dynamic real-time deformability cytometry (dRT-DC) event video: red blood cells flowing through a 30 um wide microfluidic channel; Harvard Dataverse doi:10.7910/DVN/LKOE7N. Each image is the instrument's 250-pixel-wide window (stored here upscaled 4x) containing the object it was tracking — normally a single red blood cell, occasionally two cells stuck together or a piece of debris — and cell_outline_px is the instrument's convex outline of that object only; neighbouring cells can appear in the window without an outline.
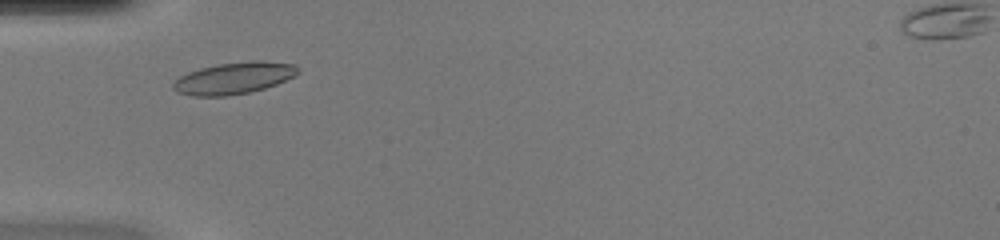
{"species": "common noctule bat (a hibernating species)", "species_latin": "Nyctalus noctula", "temperature_condition": "warm", "stored_images_in_passage": 34, "camera_frame_rate_fps": 3000, "um_per_image_px": 0.085, "animal": {"sex": "female", "body_mass_g": 20.0, "forearm_length_mm": 54.0}, "frame": {"image": 1, "passage_image": 5, "time_ms": 1.333, "image_size_px": [1000, 240], "cell_outline_px": [[300, 72], [276, 84], [264, 88], [248, 92], [228, 96], [192, 96], [176, 92], [172, 88], [172, 84], [180, 76], [188, 72], [200, 68], [220, 64], [252, 60], [264, 60], [296, 64], [300, 68]], "centroid_in_image_um": [19.88, 6.63], "position_along_channel_um": 65.1, "area_um2": 23.12}}
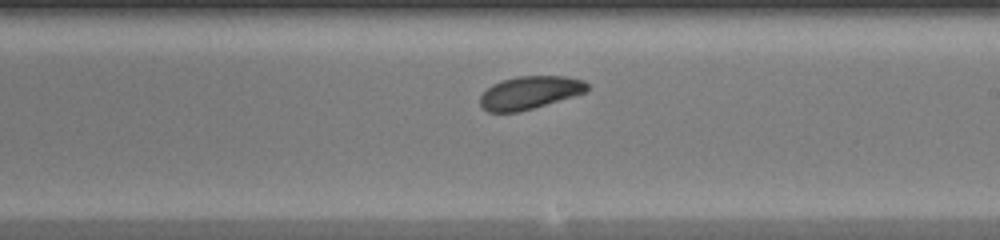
{"frame": {"image": 2, "passage_image": 18, "time_ms": 5.667, "image_size_px": [1000, 240], "cell_outline_px": [[588, 92], [532, 108], [516, 112], [488, 112], [480, 104], [480, 96], [492, 84], [516, 76], [564, 76], [584, 80], [588, 84]], "centroid_in_image_um": [45.05, 7.86], "position_along_channel_um": 243.9, "area_um2": 20.4}}
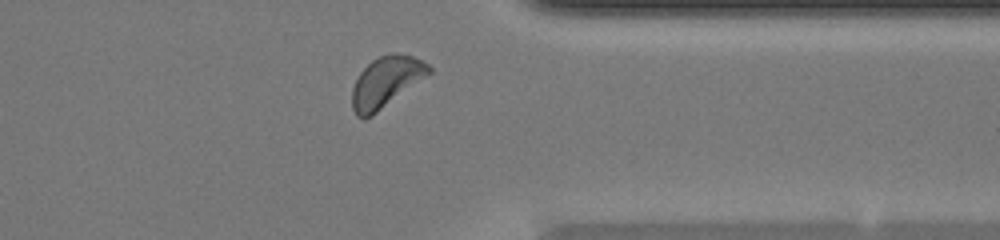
{"frame": {"image": 3, "passage_image": 28, "time_ms": 9.0, "image_size_px": [1000, 240], "cell_outline_px": [[432, 72], [372, 116], [364, 120], [356, 116], [352, 108], [352, 88], [360, 72], [372, 60], [388, 52], [396, 52], [412, 56], [428, 64], [432, 68]], "centroid_in_image_um": [32.79, 6.97], "position_along_channel_um": 378.6, "area_um2": 22.72}, "authors_computed_cell_mechanics": {"area_um2": 21.1548, "velocity_mm_per_s": 4.1787, "shape_relaxation_time_tau1_ms": 1.3194, "shape_relaxation_time_tau2_ms": null, "deformation_change_tau1": 0.0776, "deformation_change_tau2": null}}